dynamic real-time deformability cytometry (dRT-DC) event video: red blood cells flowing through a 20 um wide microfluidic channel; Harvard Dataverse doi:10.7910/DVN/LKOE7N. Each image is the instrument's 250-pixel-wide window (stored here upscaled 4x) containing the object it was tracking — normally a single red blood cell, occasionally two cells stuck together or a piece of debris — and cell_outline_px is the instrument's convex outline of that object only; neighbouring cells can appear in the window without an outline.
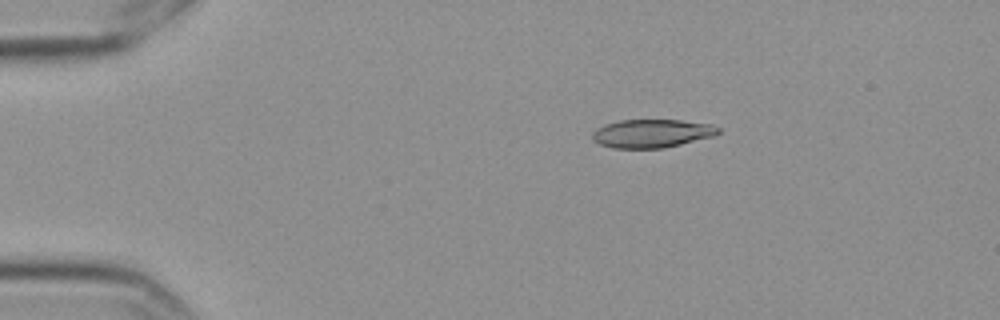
{"species": "Egyptian fruit bat (a non-hibernating species)", "species_latin": "Rousettus aegyptiacus", "temperature_condition": "cold", "stored_images_in_passage": 6, "segment_of_instrument_passage": [1, 2], "camera_frame_rate_fps": 3000, "um_per_image_px": 0.085, "frame": {"image": 1, "passage_image": 3, "time_ms": 0.667, "image_size_px": [1000, 320], "cell_outline_px": [[720, 132], [716, 136], [664, 148], [612, 148], [600, 144], [592, 140], [592, 132], [596, 128], [604, 124], [620, 120], [680, 120], [712, 124], [720, 128]], "centroid_in_image_um": [55.42, 11.34], "position_along_channel_um": 29.6, "area_um2": 21.04}}